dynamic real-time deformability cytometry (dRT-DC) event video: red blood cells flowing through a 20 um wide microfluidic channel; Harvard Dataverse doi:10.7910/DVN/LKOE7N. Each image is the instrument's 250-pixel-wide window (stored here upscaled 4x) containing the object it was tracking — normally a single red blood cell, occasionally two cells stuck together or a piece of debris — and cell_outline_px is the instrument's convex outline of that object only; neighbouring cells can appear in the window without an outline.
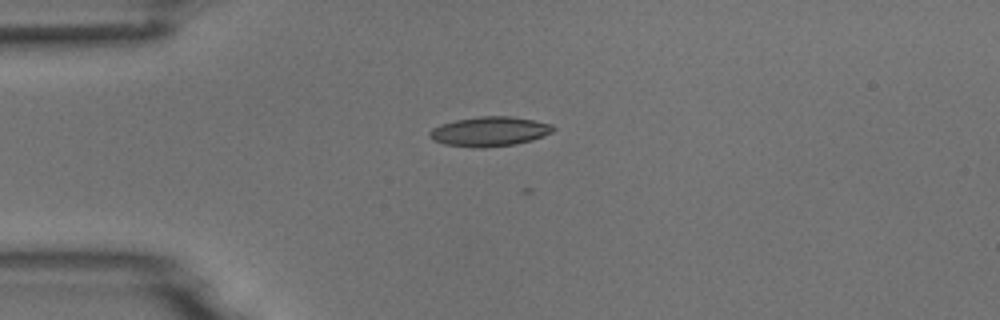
{"species": "common noctule bat (a hibernating species)", "species_latin": "Nyctalus noctula", "temperature_condition": "room temperature", "stored_images_in_passage": 14, "camera_frame_rate_fps": 3000, "um_per_image_px": 0.085, "animal": {"sex": "male", "body_mass_g": 18.8}, "frame": {"image": 1, "passage_image": 6, "time_ms": 1.667, "image_size_px": [1000, 320], "cell_outline_px": [[556, 128], [552, 132], [544, 136], [532, 140], [516, 144], [484, 148], [476, 148], [444, 144], [432, 140], [428, 136], [428, 132], [432, 128], [440, 124], [456, 120], [480, 116], [508, 116], [532, 120], [552, 124]], "centroid_in_image_um": [41.59, 11.18], "position_along_channel_um": 43.4, "area_um2": 21.44}}